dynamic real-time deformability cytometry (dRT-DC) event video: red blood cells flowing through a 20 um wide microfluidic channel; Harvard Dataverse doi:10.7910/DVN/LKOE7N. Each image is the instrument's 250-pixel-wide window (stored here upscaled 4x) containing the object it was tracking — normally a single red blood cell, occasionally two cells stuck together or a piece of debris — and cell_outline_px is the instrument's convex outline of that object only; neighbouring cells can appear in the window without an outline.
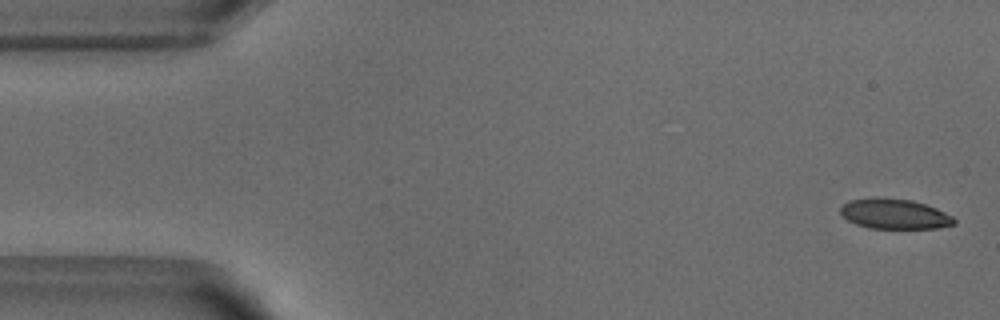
{"species": "common noctule bat (a hibernating species)", "species_latin": "Nyctalus noctula", "temperature_condition": "warm", "stored_images_in_passage": 52, "camera_frame_rate_fps": 3000, "um_per_image_px": 0.085, "animal": {"sex": "male", "body_mass_g": 18.8}, "frame": {"image": 1, "passage_image": 2, "time_ms": 0.333, "image_size_px": [1000, 320], "cell_outline_px": [[956, 224], [936, 228], [868, 228], [856, 224], [848, 220], [840, 212], [840, 208], [848, 200], [876, 196], [912, 200], [936, 208], [952, 216], [956, 220]], "centroid_in_image_um": [76.01, 18.17], "position_along_channel_um": 9.0, "area_um2": 20.06}}
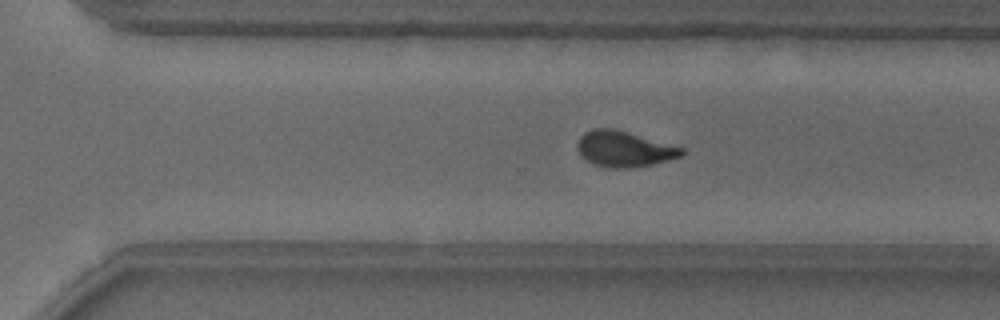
{"frame": {"image": 2, "passage_image": 35, "time_ms": 11.333, "image_size_px": [1000, 320], "cell_outline_px": [[684, 152], [680, 156], [668, 160], [652, 164], [624, 168], [608, 168], [592, 164], [584, 160], [580, 156], [576, 148], [576, 144], [580, 136], [584, 132], [592, 128], [616, 128], [684, 148]], "centroid_in_image_um": [52.98, 12.65], "position_along_channel_um": 317.6, "area_um2": 21.96}}
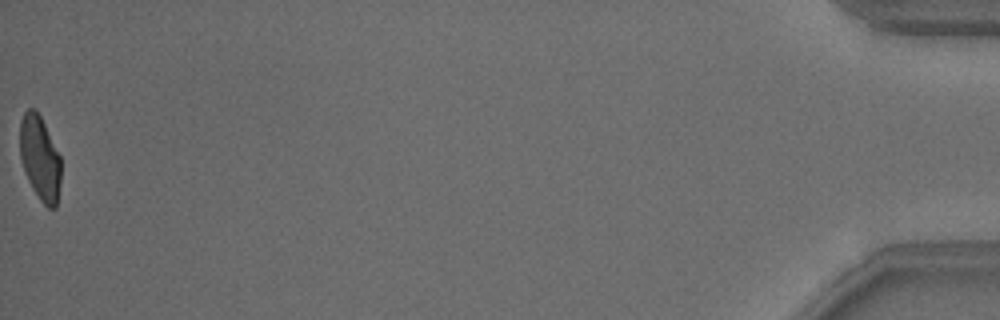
{"frame": {"image": 3, "passage_image": 52, "time_ms": 17.0, "image_size_px": [1000, 320], "cell_outline_px": [[60, 184], [56, 208], [48, 208], [40, 200], [32, 188], [24, 172], [20, 156], [20, 120], [24, 112], [28, 108], [36, 108], [60, 156]], "centroid_in_image_um": [3.38, 13.44], "position_along_channel_um": 431.8, "area_um2": 20.17}, "authors_computed_cell_mechanics": {"area_um2": 21.7617, "velocity_mm_per_s": 3.8654, "shape_relaxation_time_tau1_ms": 4.4527, "shape_relaxation_time_tau2_ms": 0.8828, "deformation_change_tau1": 0.1552, "deformation_change_tau2": 0.0634}}